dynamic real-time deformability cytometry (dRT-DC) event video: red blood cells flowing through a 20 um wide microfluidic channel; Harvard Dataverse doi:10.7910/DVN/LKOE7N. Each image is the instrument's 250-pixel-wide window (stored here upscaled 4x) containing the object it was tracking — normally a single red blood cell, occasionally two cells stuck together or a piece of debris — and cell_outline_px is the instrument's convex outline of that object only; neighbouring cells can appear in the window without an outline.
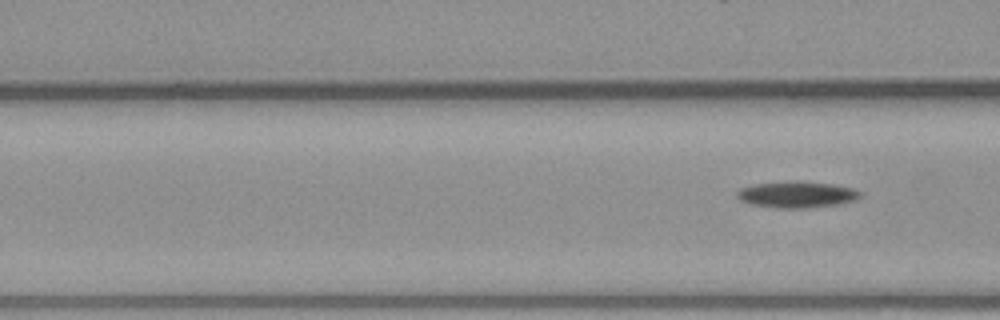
{"species": "common noctule bat (a hibernating species)", "species_latin": "Nyctalus noctula", "temperature_condition": "warm", "stored_images_in_passage": 4, "segment_of_instrument_passage": [2, 2], "camera_frame_rate_fps": 3000, "um_per_image_px": 0.085, "animal": {"sex": "male", "body_mass_g": 23.1, "forearm_length_mm": 52.7}, "frame": {"image": 1, "passage_image": 4, "time_ms": 4.333, "image_size_px": [1000, 320], "cell_outline_px": [[860, 196], [856, 200], [840, 204], [804, 208], [772, 208], [752, 204], [740, 200], [736, 196], [736, 192], [740, 188], [756, 184], [792, 180], [796, 180], [832, 184], [852, 188], [860, 192]], "centroid_in_image_um": [67.7, 16.53], "position_along_channel_um": 98.9, "area_um2": 19.02}}